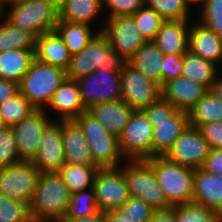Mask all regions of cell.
Returning <instances> with one entry per match:
<instances>
[{
    "instance_id": "6da1fadb",
    "label": "cell",
    "mask_w": 222,
    "mask_h": 222,
    "mask_svg": "<svg viewBox=\"0 0 222 222\" xmlns=\"http://www.w3.org/2000/svg\"><path fill=\"white\" fill-rule=\"evenodd\" d=\"M71 193L58 172L40 174L29 204L32 222L63 220Z\"/></svg>"
},
{
    "instance_id": "7a4b0ae2",
    "label": "cell",
    "mask_w": 222,
    "mask_h": 222,
    "mask_svg": "<svg viewBox=\"0 0 222 222\" xmlns=\"http://www.w3.org/2000/svg\"><path fill=\"white\" fill-rule=\"evenodd\" d=\"M145 161L153 168L159 185L172 206L193 203V168L169 161L165 156H153Z\"/></svg>"
},
{
    "instance_id": "3957f363",
    "label": "cell",
    "mask_w": 222,
    "mask_h": 222,
    "mask_svg": "<svg viewBox=\"0 0 222 222\" xmlns=\"http://www.w3.org/2000/svg\"><path fill=\"white\" fill-rule=\"evenodd\" d=\"M127 61L109 45L108 39L99 32L79 53L71 56L66 70L67 78L78 80L97 69L121 71Z\"/></svg>"
},
{
    "instance_id": "277c9868",
    "label": "cell",
    "mask_w": 222,
    "mask_h": 222,
    "mask_svg": "<svg viewBox=\"0 0 222 222\" xmlns=\"http://www.w3.org/2000/svg\"><path fill=\"white\" fill-rule=\"evenodd\" d=\"M10 9L4 19L35 38L55 30L59 20L58 6L52 0H22Z\"/></svg>"
},
{
    "instance_id": "5b68a950",
    "label": "cell",
    "mask_w": 222,
    "mask_h": 222,
    "mask_svg": "<svg viewBox=\"0 0 222 222\" xmlns=\"http://www.w3.org/2000/svg\"><path fill=\"white\" fill-rule=\"evenodd\" d=\"M66 78L64 69L34 59L19 84V91L36 110H43Z\"/></svg>"
},
{
    "instance_id": "8992f818",
    "label": "cell",
    "mask_w": 222,
    "mask_h": 222,
    "mask_svg": "<svg viewBox=\"0 0 222 222\" xmlns=\"http://www.w3.org/2000/svg\"><path fill=\"white\" fill-rule=\"evenodd\" d=\"M74 121L82 129L88 140L93 162L99 168H118V162L123 157L118 136L109 132L87 111Z\"/></svg>"
},
{
    "instance_id": "52a82bcc",
    "label": "cell",
    "mask_w": 222,
    "mask_h": 222,
    "mask_svg": "<svg viewBox=\"0 0 222 222\" xmlns=\"http://www.w3.org/2000/svg\"><path fill=\"white\" fill-rule=\"evenodd\" d=\"M123 171L130 196L143 199L155 211H165L173 207L159 185L153 168L145 160H129Z\"/></svg>"
},
{
    "instance_id": "ba28073f",
    "label": "cell",
    "mask_w": 222,
    "mask_h": 222,
    "mask_svg": "<svg viewBox=\"0 0 222 222\" xmlns=\"http://www.w3.org/2000/svg\"><path fill=\"white\" fill-rule=\"evenodd\" d=\"M153 126L142 110H134L122 133L119 147L127 160H146L153 157Z\"/></svg>"
},
{
    "instance_id": "9c48e42d",
    "label": "cell",
    "mask_w": 222,
    "mask_h": 222,
    "mask_svg": "<svg viewBox=\"0 0 222 222\" xmlns=\"http://www.w3.org/2000/svg\"><path fill=\"white\" fill-rule=\"evenodd\" d=\"M77 82L86 110L100 103L122 100L120 71L97 69Z\"/></svg>"
},
{
    "instance_id": "30bf717a",
    "label": "cell",
    "mask_w": 222,
    "mask_h": 222,
    "mask_svg": "<svg viewBox=\"0 0 222 222\" xmlns=\"http://www.w3.org/2000/svg\"><path fill=\"white\" fill-rule=\"evenodd\" d=\"M41 172L31 161L0 168V195L30 204Z\"/></svg>"
},
{
    "instance_id": "8fae6325",
    "label": "cell",
    "mask_w": 222,
    "mask_h": 222,
    "mask_svg": "<svg viewBox=\"0 0 222 222\" xmlns=\"http://www.w3.org/2000/svg\"><path fill=\"white\" fill-rule=\"evenodd\" d=\"M118 169L100 168L95 175V200L102 212L117 211L130 197L124 171Z\"/></svg>"
},
{
    "instance_id": "7c38bea8",
    "label": "cell",
    "mask_w": 222,
    "mask_h": 222,
    "mask_svg": "<svg viewBox=\"0 0 222 222\" xmlns=\"http://www.w3.org/2000/svg\"><path fill=\"white\" fill-rule=\"evenodd\" d=\"M122 100L133 110H143L161 96V86L128 62L120 71Z\"/></svg>"
},
{
    "instance_id": "4fadbf2b",
    "label": "cell",
    "mask_w": 222,
    "mask_h": 222,
    "mask_svg": "<svg viewBox=\"0 0 222 222\" xmlns=\"http://www.w3.org/2000/svg\"><path fill=\"white\" fill-rule=\"evenodd\" d=\"M107 20V25L100 32L108 39L112 49L129 61L146 40L132 16H119Z\"/></svg>"
},
{
    "instance_id": "5bb4252c",
    "label": "cell",
    "mask_w": 222,
    "mask_h": 222,
    "mask_svg": "<svg viewBox=\"0 0 222 222\" xmlns=\"http://www.w3.org/2000/svg\"><path fill=\"white\" fill-rule=\"evenodd\" d=\"M209 150L208 143L200 130L188 126L164 156L179 165L197 169L202 167Z\"/></svg>"
},
{
    "instance_id": "9a60e30c",
    "label": "cell",
    "mask_w": 222,
    "mask_h": 222,
    "mask_svg": "<svg viewBox=\"0 0 222 222\" xmlns=\"http://www.w3.org/2000/svg\"><path fill=\"white\" fill-rule=\"evenodd\" d=\"M45 110H35L20 123L12 126L16 148L21 161H31L40 144L45 128L52 122Z\"/></svg>"
},
{
    "instance_id": "2e32d148",
    "label": "cell",
    "mask_w": 222,
    "mask_h": 222,
    "mask_svg": "<svg viewBox=\"0 0 222 222\" xmlns=\"http://www.w3.org/2000/svg\"><path fill=\"white\" fill-rule=\"evenodd\" d=\"M31 162L43 172H58L65 164L62 121L51 122L44 130L38 150Z\"/></svg>"
},
{
    "instance_id": "e0dca14e",
    "label": "cell",
    "mask_w": 222,
    "mask_h": 222,
    "mask_svg": "<svg viewBox=\"0 0 222 222\" xmlns=\"http://www.w3.org/2000/svg\"><path fill=\"white\" fill-rule=\"evenodd\" d=\"M208 91L206 86L185 77L167 81L161 87L162 97L171 102L177 110L188 112Z\"/></svg>"
},
{
    "instance_id": "ac0fdd59",
    "label": "cell",
    "mask_w": 222,
    "mask_h": 222,
    "mask_svg": "<svg viewBox=\"0 0 222 222\" xmlns=\"http://www.w3.org/2000/svg\"><path fill=\"white\" fill-rule=\"evenodd\" d=\"M193 203L213 210L222 218V176L194 169Z\"/></svg>"
},
{
    "instance_id": "d6986e66",
    "label": "cell",
    "mask_w": 222,
    "mask_h": 222,
    "mask_svg": "<svg viewBox=\"0 0 222 222\" xmlns=\"http://www.w3.org/2000/svg\"><path fill=\"white\" fill-rule=\"evenodd\" d=\"M189 20H166L153 42L164 54L183 55L189 51Z\"/></svg>"
},
{
    "instance_id": "ffe728a7",
    "label": "cell",
    "mask_w": 222,
    "mask_h": 222,
    "mask_svg": "<svg viewBox=\"0 0 222 222\" xmlns=\"http://www.w3.org/2000/svg\"><path fill=\"white\" fill-rule=\"evenodd\" d=\"M150 123L153 126V156H164L189 126L188 112L177 110L167 120Z\"/></svg>"
},
{
    "instance_id": "44dd1931",
    "label": "cell",
    "mask_w": 222,
    "mask_h": 222,
    "mask_svg": "<svg viewBox=\"0 0 222 222\" xmlns=\"http://www.w3.org/2000/svg\"><path fill=\"white\" fill-rule=\"evenodd\" d=\"M62 135L65 163L96 165L92 159L88 140L74 120L62 121Z\"/></svg>"
},
{
    "instance_id": "7402d4cb",
    "label": "cell",
    "mask_w": 222,
    "mask_h": 222,
    "mask_svg": "<svg viewBox=\"0 0 222 222\" xmlns=\"http://www.w3.org/2000/svg\"><path fill=\"white\" fill-rule=\"evenodd\" d=\"M48 105L52 110L56 111L57 114H60V121L75 120L78 116L87 111L81 100L80 88L77 80L69 78H66L54 92Z\"/></svg>"
},
{
    "instance_id": "603a6c76",
    "label": "cell",
    "mask_w": 222,
    "mask_h": 222,
    "mask_svg": "<svg viewBox=\"0 0 222 222\" xmlns=\"http://www.w3.org/2000/svg\"><path fill=\"white\" fill-rule=\"evenodd\" d=\"M35 59L47 65L68 69L71 54L62 38L53 30L43 33L35 40Z\"/></svg>"
},
{
    "instance_id": "cb8c5ba5",
    "label": "cell",
    "mask_w": 222,
    "mask_h": 222,
    "mask_svg": "<svg viewBox=\"0 0 222 222\" xmlns=\"http://www.w3.org/2000/svg\"><path fill=\"white\" fill-rule=\"evenodd\" d=\"M189 51L213 62H222V38L201 23L190 27Z\"/></svg>"
},
{
    "instance_id": "d4e9b609",
    "label": "cell",
    "mask_w": 222,
    "mask_h": 222,
    "mask_svg": "<svg viewBox=\"0 0 222 222\" xmlns=\"http://www.w3.org/2000/svg\"><path fill=\"white\" fill-rule=\"evenodd\" d=\"M133 111L123 100L100 103L87 110L109 132L118 137L127 125Z\"/></svg>"
},
{
    "instance_id": "484cf974",
    "label": "cell",
    "mask_w": 222,
    "mask_h": 222,
    "mask_svg": "<svg viewBox=\"0 0 222 222\" xmlns=\"http://www.w3.org/2000/svg\"><path fill=\"white\" fill-rule=\"evenodd\" d=\"M163 58L158 46L153 41H146L127 62L162 87Z\"/></svg>"
},
{
    "instance_id": "4316f807",
    "label": "cell",
    "mask_w": 222,
    "mask_h": 222,
    "mask_svg": "<svg viewBox=\"0 0 222 222\" xmlns=\"http://www.w3.org/2000/svg\"><path fill=\"white\" fill-rule=\"evenodd\" d=\"M34 59V49H13L1 52L0 78L20 84Z\"/></svg>"
},
{
    "instance_id": "83f0119b",
    "label": "cell",
    "mask_w": 222,
    "mask_h": 222,
    "mask_svg": "<svg viewBox=\"0 0 222 222\" xmlns=\"http://www.w3.org/2000/svg\"><path fill=\"white\" fill-rule=\"evenodd\" d=\"M103 7V0H67L58 7V21L89 25Z\"/></svg>"
},
{
    "instance_id": "f1b7e54d",
    "label": "cell",
    "mask_w": 222,
    "mask_h": 222,
    "mask_svg": "<svg viewBox=\"0 0 222 222\" xmlns=\"http://www.w3.org/2000/svg\"><path fill=\"white\" fill-rule=\"evenodd\" d=\"M216 75V65L213 62L196 56L190 51L183 54L182 77L204 85L211 90Z\"/></svg>"
},
{
    "instance_id": "f546056e",
    "label": "cell",
    "mask_w": 222,
    "mask_h": 222,
    "mask_svg": "<svg viewBox=\"0 0 222 222\" xmlns=\"http://www.w3.org/2000/svg\"><path fill=\"white\" fill-rule=\"evenodd\" d=\"M55 31L62 38L71 55L81 52L100 32L92 34L89 25L67 21H58Z\"/></svg>"
},
{
    "instance_id": "4dcf8cb0",
    "label": "cell",
    "mask_w": 222,
    "mask_h": 222,
    "mask_svg": "<svg viewBox=\"0 0 222 222\" xmlns=\"http://www.w3.org/2000/svg\"><path fill=\"white\" fill-rule=\"evenodd\" d=\"M97 165H79L65 163L58 173L70 193L80 192L93 187L94 178L99 171Z\"/></svg>"
},
{
    "instance_id": "1f68e13d",
    "label": "cell",
    "mask_w": 222,
    "mask_h": 222,
    "mask_svg": "<svg viewBox=\"0 0 222 222\" xmlns=\"http://www.w3.org/2000/svg\"><path fill=\"white\" fill-rule=\"evenodd\" d=\"M189 126L199 128L202 124L222 121V104L210 90L189 111Z\"/></svg>"
},
{
    "instance_id": "d6a6232c",
    "label": "cell",
    "mask_w": 222,
    "mask_h": 222,
    "mask_svg": "<svg viewBox=\"0 0 222 222\" xmlns=\"http://www.w3.org/2000/svg\"><path fill=\"white\" fill-rule=\"evenodd\" d=\"M35 40L32 34L11 25L5 19L0 25V53L13 49H34Z\"/></svg>"
},
{
    "instance_id": "836d02e7",
    "label": "cell",
    "mask_w": 222,
    "mask_h": 222,
    "mask_svg": "<svg viewBox=\"0 0 222 222\" xmlns=\"http://www.w3.org/2000/svg\"><path fill=\"white\" fill-rule=\"evenodd\" d=\"M88 190L85 189L71 194L63 219H78L94 215L99 211L93 187Z\"/></svg>"
},
{
    "instance_id": "e575fe53",
    "label": "cell",
    "mask_w": 222,
    "mask_h": 222,
    "mask_svg": "<svg viewBox=\"0 0 222 222\" xmlns=\"http://www.w3.org/2000/svg\"><path fill=\"white\" fill-rule=\"evenodd\" d=\"M35 110L20 91L0 104V113L8 127L20 123Z\"/></svg>"
},
{
    "instance_id": "d590c367",
    "label": "cell",
    "mask_w": 222,
    "mask_h": 222,
    "mask_svg": "<svg viewBox=\"0 0 222 222\" xmlns=\"http://www.w3.org/2000/svg\"><path fill=\"white\" fill-rule=\"evenodd\" d=\"M175 222H222L213 210L207 209L205 206L188 203L184 205L174 206Z\"/></svg>"
},
{
    "instance_id": "8d00e7d4",
    "label": "cell",
    "mask_w": 222,
    "mask_h": 222,
    "mask_svg": "<svg viewBox=\"0 0 222 222\" xmlns=\"http://www.w3.org/2000/svg\"><path fill=\"white\" fill-rule=\"evenodd\" d=\"M138 29L146 41H153L165 21L155 10L149 6H143L131 15Z\"/></svg>"
},
{
    "instance_id": "74e56055",
    "label": "cell",
    "mask_w": 222,
    "mask_h": 222,
    "mask_svg": "<svg viewBox=\"0 0 222 222\" xmlns=\"http://www.w3.org/2000/svg\"><path fill=\"white\" fill-rule=\"evenodd\" d=\"M146 5L166 20H188V6L185 0H146Z\"/></svg>"
},
{
    "instance_id": "f35d334b",
    "label": "cell",
    "mask_w": 222,
    "mask_h": 222,
    "mask_svg": "<svg viewBox=\"0 0 222 222\" xmlns=\"http://www.w3.org/2000/svg\"><path fill=\"white\" fill-rule=\"evenodd\" d=\"M0 222H32L29 205L0 195Z\"/></svg>"
},
{
    "instance_id": "ab89813d",
    "label": "cell",
    "mask_w": 222,
    "mask_h": 222,
    "mask_svg": "<svg viewBox=\"0 0 222 222\" xmlns=\"http://www.w3.org/2000/svg\"><path fill=\"white\" fill-rule=\"evenodd\" d=\"M117 212L132 222H149L155 210L143 199L130 196Z\"/></svg>"
},
{
    "instance_id": "60d3db41",
    "label": "cell",
    "mask_w": 222,
    "mask_h": 222,
    "mask_svg": "<svg viewBox=\"0 0 222 222\" xmlns=\"http://www.w3.org/2000/svg\"><path fill=\"white\" fill-rule=\"evenodd\" d=\"M21 162L12 127L0 130V168Z\"/></svg>"
},
{
    "instance_id": "b9f144b4",
    "label": "cell",
    "mask_w": 222,
    "mask_h": 222,
    "mask_svg": "<svg viewBox=\"0 0 222 222\" xmlns=\"http://www.w3.org/2000/svg\"><path fill=\"white\" fill-rule=\"evenodd\" d=\"M201 8V24L222 38V0H207Z\"/></svg>"
},
{
    "instance_id": "7bdbcfd3",
    "label": "cell",
    "mask_w": 222,
    "mask_h": 222,
    "mask_svg": "<svg viewBox=\"0 0 222 222\" xmlns=\"http://www.w3.org/2000/svg\"><path fill=\"white\" fill-rule=\"evenodd\" d=\"M146 5V0H103V6L110 9L109 18L131 16Z\"/></svg>"
},
{
    "instance_id": "ee69618b",
    "label": "cell",
    "mask_w": 222,
    "mask_h": 222,
    "mask_svg": "<svg viewBox=\"0 0 222 222\" xmlns=\"http://www.w3.org/2000/svg\"><path fill=\"white\" fill-rule=\"evenodd\" d=\"M149 121H161L170 118L176 111V107L162 96L154 103L142 110Z\"/></svg>"
},
{
    "instance_id": "f6af8a7d",
    "label": "cell",
    "mask_w": 222,
    "mask_h": 222,
    "mask_svg": "<svg viewBox=\"0 0 222 222\" xmlns=\"http://www.w3.org/2000/svg\"><path fill=\"white\" fill-rule=\"evenodd\" d=\"M183 68V55H164L162 86L169 80L180 77Z\"/></svg>"
},
{
    "instance_id": "bcb514c9",
    "label": "cell",
    "mask_w": 222,
    "mask_h": 222,
    "mask_svg": "<svg viewBox=\"0 0 222 222\" xmlns=\"http://www.w3.org/2000/svg\"><path fill=\"white\" fill-rule=\"evenodd\" d=\"M198 129L210 149H222V121L202 124Z\"/></svg>"
},
{
    "instance_id": "7dc6e473",
    "label": "cell",
    "mask_w": 222,
    "mask_h": 222,
    "mask_svg": "<svg viewBox=\"0 0 222 222\" xmlns=\"http://www.w3.org/2000/svg\"><path fill=\"white\" fill-rule=\"evenodd\" d=\"M201 169L222 176V149H210Z\"/></svg>"
},
{
    "instance_id": "c3c4849f",
    "label": "cell",
    "mask_w": 222,
    "mask_h": 222,
    "mask_svg": "<svg viewBox=\"0 0 222 222\" xmlns=\"http://www.w3.org/2000/svg\"><path fill=\"white\" fill-rule=\"evenodd\" d=\"M19 92V84L0 78V104Z\"/></svg>"
},
{
    "instance_id": "681fc988",
    "label": "cell",
    "mask_w": 222,
    "mask_h": 222,
    "mask_svg": "<svg viewBox=\"0 0 222 222\" xmlns=\"http://www.w3.org/2000/svg\"><path fill=\"white\" fill-rule=\"evenodd\" d=\"M149 222H175L174 221V206L165 211H155Z\"/></svg>"
},
{
    "instance_id": "f907efd6",
    "label": "cell",
    "mask_w": 222,
    "mask_h": 222,
    "mask_svg": "<svg viewBox=\"0 0 222 222\" xmlns=\"http://www.w3.org/2000/svg\"><path fill=\"white\" fill-rule=\"evenodd\" d=\"M105 212L98 211L94 215H88L78 219H63L60 222H104Z\"/></svg>"
},
{
    "instance_id": "816d5d0a",
    "label": "cell",
    "mask_w": 222,
    "mask_h": 222,
    "mask_svg": "<svg viewBox=\"0 0 222 222\" xmlns=\"http://www.w3.org/2000/svg\"><path fill=\"white\" fill-rule=\"evenodd\" d=\"M104 222H132V221L129 220L128 218H124L117 211H107L105 212Z\"/></svg>"
},
{
    "instance_id": "f5cc1de1",
    "label": "cell",
    "mask_w": 222,
    "mask_h": 222,
    "mask_svg": "<svg viewBox=\"0 0 222 222\" xmlns=\"http://www.w3.org/2000/svg\"><path fill=\"white\" fill-rule=\"evenodd\" d=\"M217 76L218 74L216 75L211 91L217 97L218 101L222 104V78L218 79Z\"/></svg>"
},
{
    "instance_id": "db71d44e",
    "label": "cell",
    "mask_w": 222,
    "mask_h": 222,
    "mask_svg": "<svg viewBox=\"0 0 222 222\" xmlns=\"http://www.w3.org/2000/svg\"><path fill=\"white\" fill-rule=\"evenodd\" d=\"M20 1H22V0H0V4L2 5V7H3V9H5L4 7V5L7 3V4H11V5H13V4H16V3H18V2H20Z\"/></svg>"
},
{
    "instance_id": "11a10c76",
    "label": "cell",
    "mask_w": 222,
    "mask_h": 222,
    "mask_svg": "<svg viewBox=\"0 0 222 222\" xmlns=\"http://www.w3.org/2000/svg\"><path fill=\"white\" fill-rule=\"evenodd\" d=\"M206 1L207 0H185V2H186V4H187V6L189 7V5H191V4H189V3H195V2H200L203 6H204V4L206 3Z\"/></svg>"
},
{
    "instance_id": "9f6ffc18",
    "label": "cell",
    "mask_w": 222,
    "mask_h": 222,
    "mask_svg": "<svg viewBox=\"0 0 222 222\" xmlns=\"http://www.w3.org/2000/svg\"><path fill=\"white\" fill-rule=\"evenodd\" d=\"M7 124L5 123L1 113H0V130L7 128Z\"/></svg>"
},
{
    "instance_id": "6f0895ef",
    "label": "cell",
    "mask_w": 222,
    "mask_h": 222,
    "mask_svg": "<svg viewBox=\"0 0 222 222\" xmlns=\"http://www.w3.org/2000/svg\"><path fill=\"white\" fill-rule=\"evenodd\" d=\"M58 7H60L67 0H52Z\"/></svg>"
},
{
    "instance_id": "680465c9",
    "label": "cell",
    "mask_w": 222,
    "mask_h": 222,
    "mask_svg": "<svg viewBox=\"0 0 222 222\" xmlns=\"http://www.w3.org/2000/svg\"><path fill=\"white\" fill-rule=\"evenodd\" d=\"M3 13H4V9H3L2 5L0 4V17L5 15Z\"/></svg>"
}]
</instances>
